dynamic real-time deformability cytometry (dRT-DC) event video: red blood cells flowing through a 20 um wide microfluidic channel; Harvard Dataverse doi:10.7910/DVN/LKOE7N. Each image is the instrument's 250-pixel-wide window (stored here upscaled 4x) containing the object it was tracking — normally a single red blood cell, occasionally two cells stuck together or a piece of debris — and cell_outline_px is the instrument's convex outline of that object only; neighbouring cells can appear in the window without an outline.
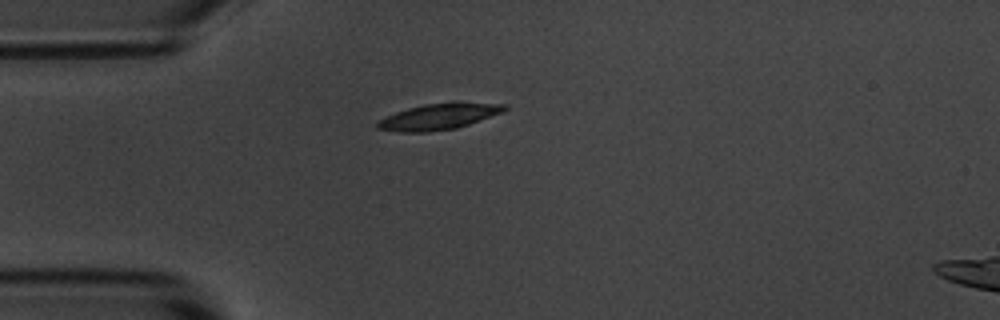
{"species": "common noctule bat (a hibernating species)", "species_latin": "Nyctalus noctula", "temperature_condition": "room temperature", "stored_images_in_passage": 14, "camera_frame_rate_fps": 3000, "um_per_image_px": 0.085, "animal": {"sex": "male", "body_mass_g": 20.1, "forearm_length_mm": 53.5}, "frame": {"image": 1, "passage_image": 1, "time_ms": 0.0, "image_size_px": [1000, 320], "cell_outline_px": [[508, 108], [504, 112], [456, 128], [428, 132], [400, 132], [376, 128], [376, 120], [396, 112], [408, 108], [424, 104], [452, 100], [508, 104]], "centroid_in_image_um": [37.35, 9.87], "position_along_channel_um": 47.7, "area_um2": 19.88}}
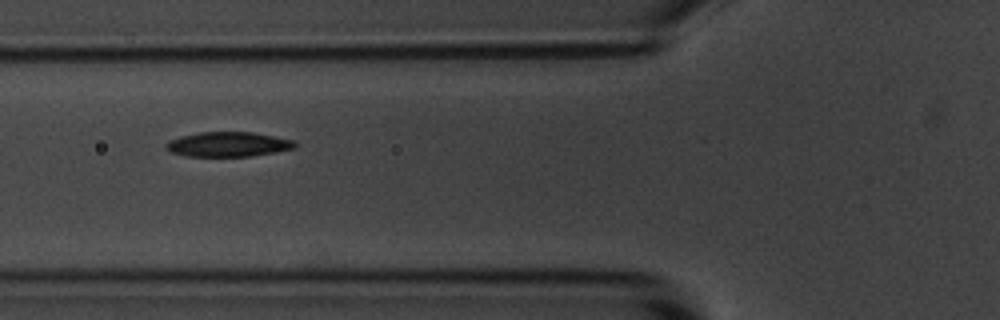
{"frame": {"image": 2, "passage_image": 7, "time_ms": 2.0, "image_size_px": [1000, 320], "cell_outline_px": [[296, 148], [248, 156], [184, 156], [168, 152], [164, 148], [164, 144], [168, 140], [180, 136], [200, 132], [252, 132], [292, 140], [296, 144]], "centroid_in_image_um": [19.28, 12.27], "position_along_channel_um": 106.5, "area_um2": 18.55}}
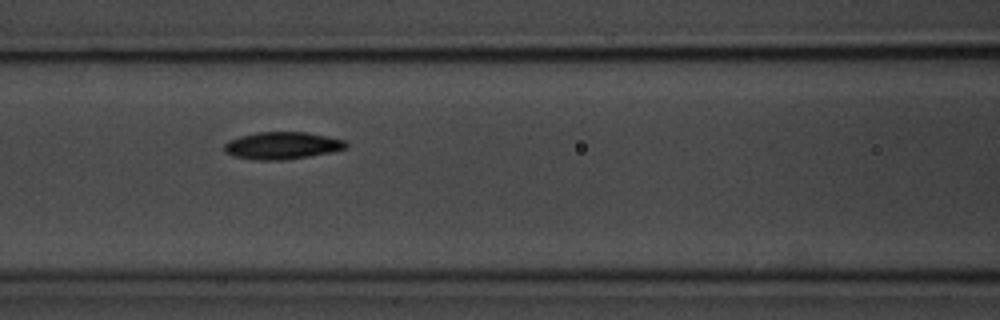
{"frame": {"image": 3, "passage_image": 10, "time_ms": 3.0, "image_size_px": [1000, 320], "cell_outline_px": [[348, 148], [332, 152], [284, 160], [256, 160], [236, 156], [224, 152], [224, 144], [228, 140], [240, 136], [256, 132], [308, 132], [328, 136], [344, 140], [348, 144]], "centroid_in_image_um": [24.0, 12.36], "position_along_channel_um": 142.6, "area_um2": 19.42}}